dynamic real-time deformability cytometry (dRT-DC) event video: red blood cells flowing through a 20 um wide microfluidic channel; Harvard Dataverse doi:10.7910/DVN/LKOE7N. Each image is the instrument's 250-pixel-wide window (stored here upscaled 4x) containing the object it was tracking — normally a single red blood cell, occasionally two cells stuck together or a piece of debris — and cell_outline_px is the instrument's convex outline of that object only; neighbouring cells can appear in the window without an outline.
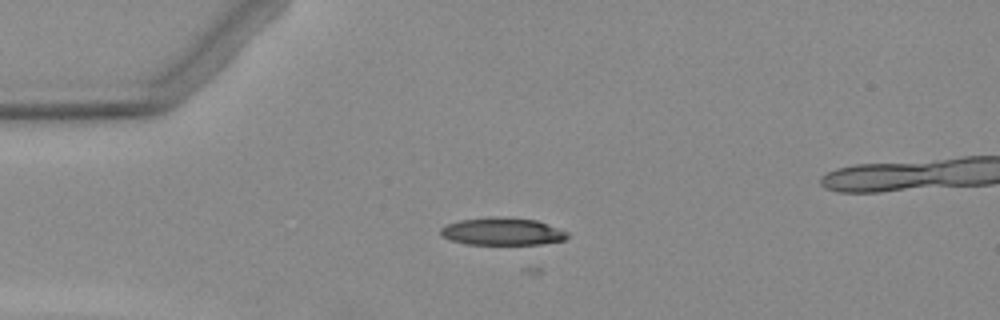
{"species": "Egyptian fruit bat (a non-hibernating species)", "species_latin": "Rousettus aegyptiacus", "temperature_condition": "warm", "stored_images_in_passage": 3, "camera_frame_rate_fps": 3000, "um_per_image_px": 0.085, "animal": {"sex": "female"}, "frame": {"image": 1, "passage_image": 2, "time_ms": 1.0, "image_size_px": [1000, 320], "cell_outline_px": [[568, 236], [564, 240], [540, 244], [468, 244], [448, 240], [440, 236], [440, 228], [448, 224], [460, 220], [492, 216], [500, 216], [536, 220], [568, 232]], "centroid_in_image_um": [42.65, 19.67], "position_along_channel_um": 42.4, "area_um2": 20.35}}